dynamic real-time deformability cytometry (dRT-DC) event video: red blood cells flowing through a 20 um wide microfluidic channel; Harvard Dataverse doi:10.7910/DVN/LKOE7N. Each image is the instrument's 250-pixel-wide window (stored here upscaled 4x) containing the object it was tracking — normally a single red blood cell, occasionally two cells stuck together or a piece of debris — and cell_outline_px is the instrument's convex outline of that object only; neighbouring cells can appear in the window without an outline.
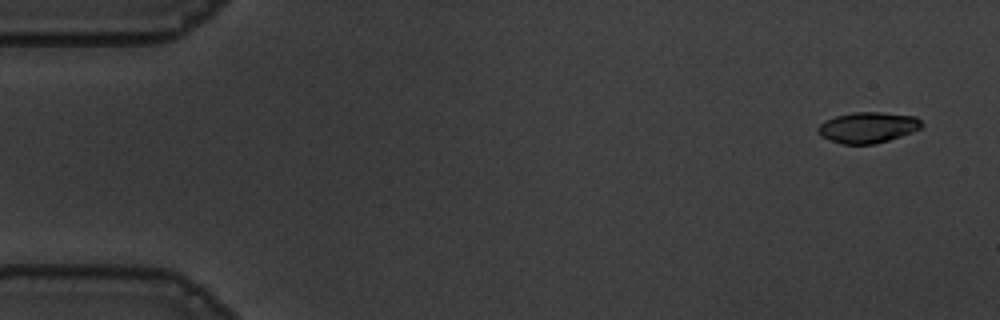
{"species": "common noctule bat (a hibernating species)", "species_latin": "Nyctalus noctula", "temperature_condition": "warm", "stored_images_in_passage": 12, "camera_frame_rate_fps": 3000, "um_per_image_px": 0.085, "animal": {"sex": "male", "body_mass_g": 19.5, "forearm_length_mm": 54.6}, "frame": {"image": 1, "passage_image": 3, "time_ms": 0.667, "image_size_px": [1000, 320], "cell_outline_px": [[924, 124], [920, 128], [912, 132], [888, 140], [872, 144], [844, 144], [820, 136], [816, 128], [820, 124], [836, 116], [852, 112], [880, 112], [916, 116]], "centroid_in_image_um": [73.78, 10.82], "position_along_channel_um": 11.2, "area_um2": 18.44}}